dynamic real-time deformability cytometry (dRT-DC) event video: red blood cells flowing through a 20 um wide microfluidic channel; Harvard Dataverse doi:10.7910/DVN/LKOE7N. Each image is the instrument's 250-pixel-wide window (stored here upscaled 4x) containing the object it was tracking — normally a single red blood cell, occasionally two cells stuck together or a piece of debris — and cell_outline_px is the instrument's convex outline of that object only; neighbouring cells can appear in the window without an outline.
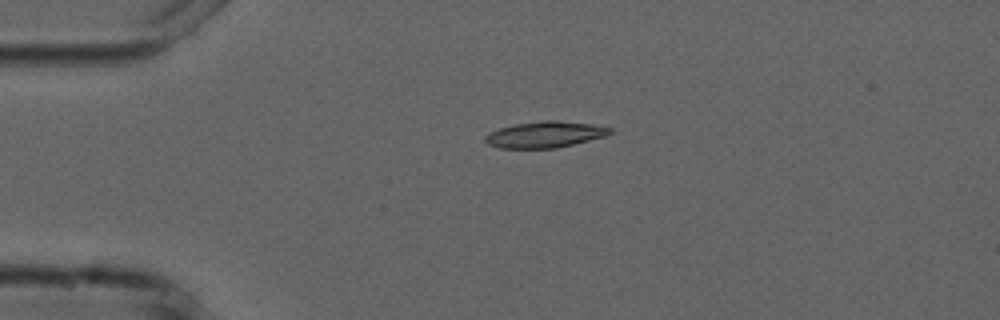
{"species": "common noctule bat (a hibernating species)", "species_latin": "Nyctalus noctula", "temperature_condition": "cold", "stored_images_in_passage": 2, "camera_frame_rate_fps": 3000, "um_per_image_px": 0.085, "animal": {"sex": "male", "forearm_length_mm": 52.5}, "frame": {"image": 1, "passage_image": 1, "time_ms": 0.0, "image_size_px": [1000, 320], "cell_outline_px": [[612, 132], [608, 136], [556, 148], [500, 148], [488, 144], [484, 140], [484, 136], [488, 132], [500, 128], [516, 124], [540, 120], [556, 120], [592, 124], [612, 128]], "centroid_in_image_um": [46.33, 11.43], "position_along_channel_um": 38.7, "area_um2": 19.19}}